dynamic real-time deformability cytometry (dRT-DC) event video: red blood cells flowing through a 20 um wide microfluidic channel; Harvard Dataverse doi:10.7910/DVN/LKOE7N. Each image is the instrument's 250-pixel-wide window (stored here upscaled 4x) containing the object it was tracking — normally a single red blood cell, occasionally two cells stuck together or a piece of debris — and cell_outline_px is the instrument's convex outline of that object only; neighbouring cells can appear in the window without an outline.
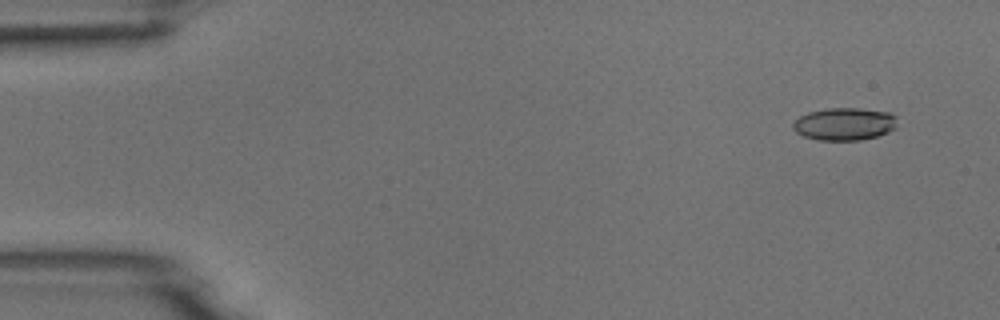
{"species": "common noctule bat (a hibernating species)", "species_latin": "Nyctalus noctula", "temperature_condition": "room temperature", "stored_images_in_passage": 6, "camera_frame_rate_fps": 3000, "um_per_image_px": 0.085, "animal": {"sex": "male", "body_mass_g": 18.8}, "frame": {"image": 1, "passage_image": 1, "time_ms": 0.0, "image_size_px": [1000, 320], "cell_outline_px": [[896, 128], [888, 132], [876, 136], [860, 140], [816, 140], [804, 136], [796, 132], [792, 128], [792, 124], [800, 116], [808, 112], [828, 108], [860, 108], [888, 112], [896, 116]], "centroid_in_image_um": [71.77, 10.54], "position_along_channel_um": 13.2, "area_um2": 19.83}}
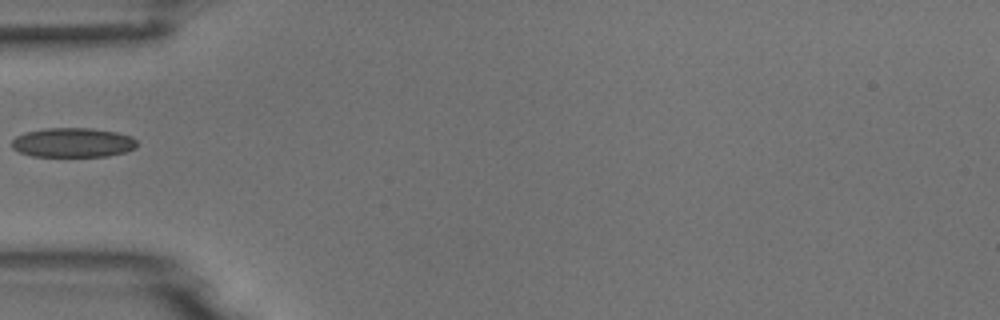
{"frame": {"image": 2, "passage_image": 5, "time_ms": 4.667, "image_size_px": [1000, 320], "cell_outline_px": [[136, 148], [124, 152], [108, 156], [32, 156], [20, 152], [12, 148], [12, 140], [16, 136], [24, 132], [44, 128], [92, 128], [116, 132], [132, 136], [136, 140]], "centroid_in_image_um": [6.19, 12.11], "position_along_channel_um": 78.8, "area_um2": 21.56}}
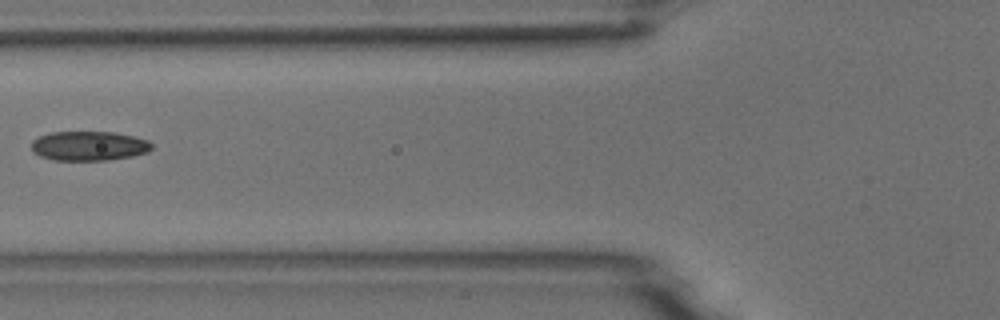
{"frame": {"image": 3, "passage_image": 6, "time_ms": 5.667, "image_size_px": [1000, 320], "cell_outline_px": [[152, 148], [148, 152], [132, 156], [108, 160], [52, 160], [40, 156], [32, 152], [32, 140], [40, 136], [52, 132], [112, 132], [132, 136], [148, 140], [152, 144]], "centroid_in_image_um": [7.55, 12.41], "position_along_channel_um": 118.3, "area_um2": 20.63}}